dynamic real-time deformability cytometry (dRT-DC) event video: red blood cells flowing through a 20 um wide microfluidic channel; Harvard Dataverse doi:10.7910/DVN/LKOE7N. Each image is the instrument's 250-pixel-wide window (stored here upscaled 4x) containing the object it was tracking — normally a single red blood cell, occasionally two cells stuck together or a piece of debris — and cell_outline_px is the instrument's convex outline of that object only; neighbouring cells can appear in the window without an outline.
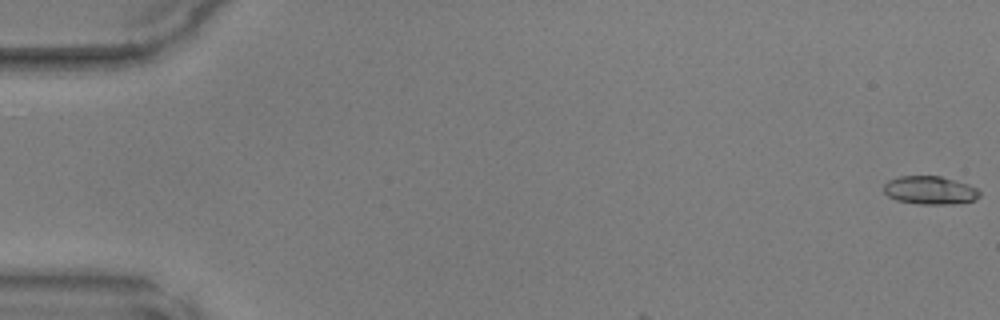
{"species": "common noctule bat (a hibernating species)", "species_latin": "Nyctalus noctula", "temperature_condition": "warm", "stored_images_in_passage": 8, "camera_frame_rate_fps": 3000, "um_per_image_px": 0.085, "animal": {"sex": "male", "body_mass_g": 17.9, "forearm_length_mm": 54.2}, "frame": {"image": 1, "passage_image": 1, "time_ms": 0.0, "image_size_px": [1000, 320], "cell_outline_px": [[980, 196], [976, 200], [952, 204], [920, 204], [896, 200], [888, 196], [884, 192], [884, 184], [888, 180], [900, 176], [940, 176], [968, 184], [976, 188], [980, 192]], "centroid_in_image_um": [79.05, 16.17], "position_along_channel_um": 6.0, "area_um2": 15.78}}